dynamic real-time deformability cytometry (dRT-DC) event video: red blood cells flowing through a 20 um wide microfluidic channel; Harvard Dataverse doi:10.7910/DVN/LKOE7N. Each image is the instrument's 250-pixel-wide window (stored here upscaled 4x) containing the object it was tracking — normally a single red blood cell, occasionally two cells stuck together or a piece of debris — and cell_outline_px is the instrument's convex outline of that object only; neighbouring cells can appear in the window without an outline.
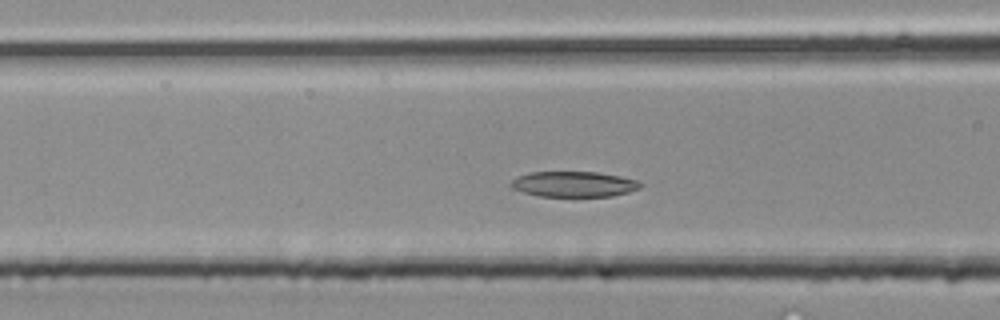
{"species": "common noctule bat (a hibernating species)", "species_latin": "Nyctalus noctula", "temperature_condition": "room temperature", "stored_images_in_passage": 35, "camera_frame_rate_fps": 3000, "um_per_image_px": 0.085, "animal": {"sex": "male", "body_mass_g": 20.4}, "frame": {"image": 1, "passage_image": 11, "time_ms": 3.333, "image_size_px": [1000, 320], "cell_outline_px": [[644, 184], [640, 188], [628, 192], [612, 196], [540, 196], [524, 192], [512, 188], [508, 184], [516, 176], [528, 172], [596, 172], [620, 176], [640, 180]], "centroid_in_image_um": [48.79, 15.64], "position_along_channel_um": 117.8, "area_um2": 19.36}}
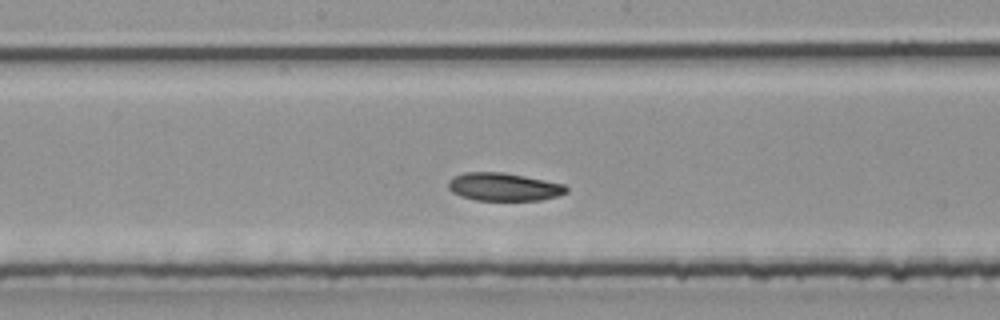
{"frame": {"image": 2, "passage_image": 16, "time_ms": 5.0, "image_size_px": [1000, 320], "cell_outline_px": [[568, 192], [556, 196], [540, 200], [476, 200], [460, 196], [452, 192], [448, 188], [448, 180], [452, 176], [464, 172], [500, 172], [524, 176], [564, 184], [568, 188]], "centroid_in_image_um": [42.78, 15.88], "position_along_channel_um": 205.4, "area_um2": 19.25}}
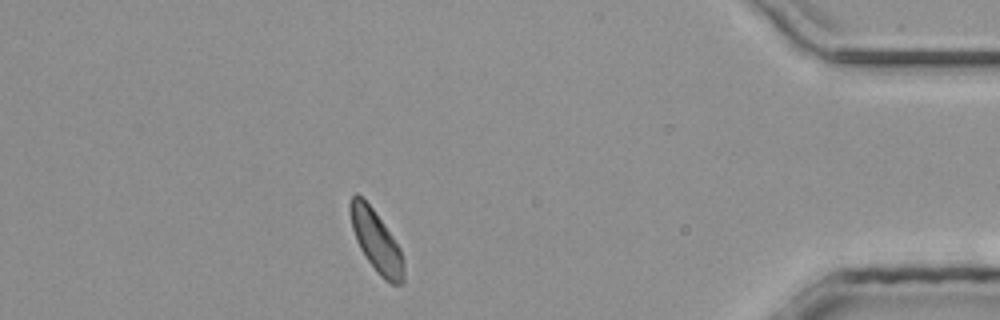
{"frame": {"image": 3, "passage_image": 30, "time_ms": 9.667, "image_size_px": [1000, 320], "cell_outline_px": [[404, 284], [392, 284], [384, 280], [376, 272], [364, 256], [356, 240], [352, 228], [348, 212], [348, 204], [352, 196], [356, 192], [372, 208], [392, 236], [400, 248], [404, 260]], "centroid_in_image_um": [31.97, 20.53], "position_along_channel_um": 403.2, "area_um2": 19.31}}